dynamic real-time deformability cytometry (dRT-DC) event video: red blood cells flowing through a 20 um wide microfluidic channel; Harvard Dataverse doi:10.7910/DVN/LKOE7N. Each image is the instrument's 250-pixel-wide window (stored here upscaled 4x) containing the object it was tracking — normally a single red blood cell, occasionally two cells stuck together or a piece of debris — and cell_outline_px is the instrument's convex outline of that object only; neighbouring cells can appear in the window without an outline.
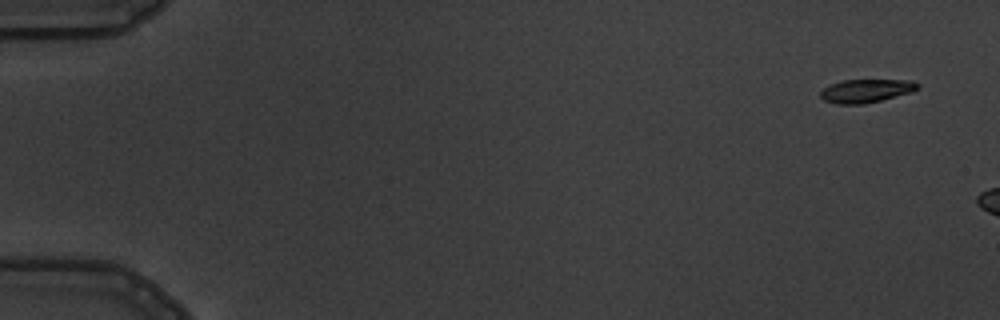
{"species": "common noctule bat (a hibernating species)", "species_latin": "Nyctalus noctula", "temperature_condition": "warm", "stored_images_in_passage": 3, "camera_frame_rate_fps": 3000, "um_per_image_px": 0.085, "animal": {"sex": "male", "body_mass_g": 19.5, "forearm_length_mm": 54.6}, "frame": {"image": 1, "passage_image": 1, "time_ms": 0.0, "image_size_px": [1000, 320], "cell_outline_px": [[920, 88], [912, 92], [864, 104], [836, 104], [824, 100], [820, 96], [820, 92], [828, 84], [840, 80], [912, 80], [920, 84]], "centroid_in_image_um": [73.61, 7.71], "position_along_channel_um": 11.4, "area_um2": 13.35}}